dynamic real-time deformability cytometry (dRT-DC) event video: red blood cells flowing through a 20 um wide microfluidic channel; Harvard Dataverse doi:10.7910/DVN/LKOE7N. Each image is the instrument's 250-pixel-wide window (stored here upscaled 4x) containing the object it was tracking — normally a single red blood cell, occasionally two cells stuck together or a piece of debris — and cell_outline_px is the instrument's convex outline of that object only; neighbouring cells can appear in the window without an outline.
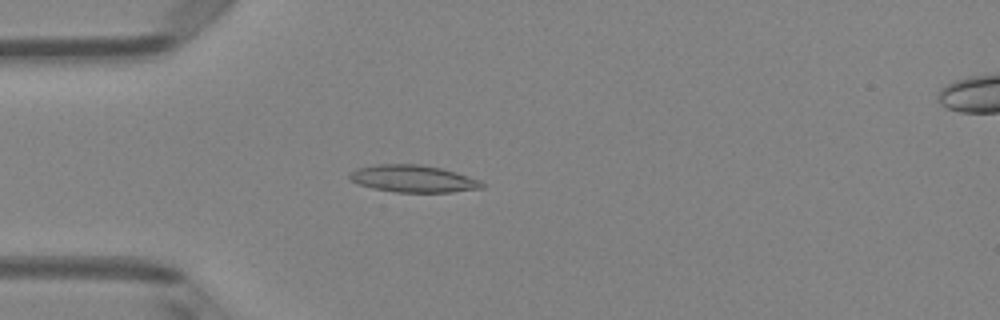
{"species": "Egyptian fruit bat (a non-hibernating species)", "species_latin": "Rousettus aegyptiacus", "temperature_condition": "room temperature", "stored_images_in_passage": 49, "camera_frame_rate_fps": 3000, "um_per_image_px": 0.085, "animal": {"sex": "female"}, "frame": {"image": 1, "passage_image": 13, "time_ms": 4.0, "image_size_px": [1000, 320], "cell_outline_px": [[484, 188], [452, 192], [396, 192], [372, 188], [360, 184], [352, 180], [348, 176], [348, 172], [356, 168], [376, 164], [420, 164], [440, 168], [468, 176], [480, 180], [484, 184]], "centroid_in_image_um": [35.1, 15.19], "position_along_channel_um": 49.9, "area_um2": 20.92}}
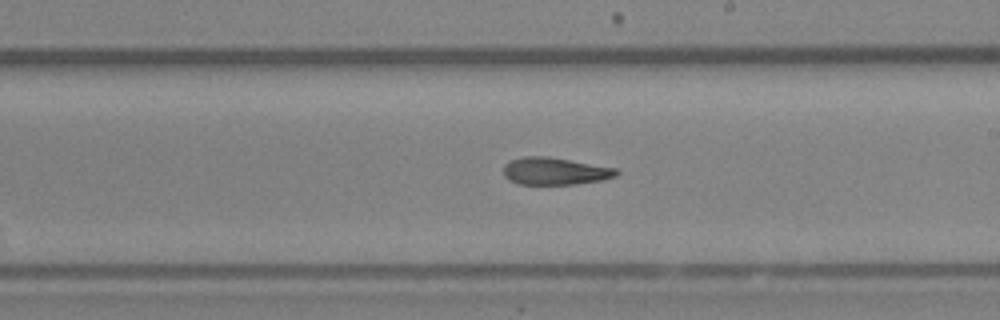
{"frame": {"image": 2, "passage_image": 28, "time_ms": 9.0, "image_size_px": [1000, 320], "cell_outline_px": [[620, 172], [616, 176], [600, 180], [576, 184], [516, 184], [508, 180], [504, 176], [504, 164], [508, 160], [524, 156], [548, 156], [616, 168]], "centroid_in_image_um": [47.12, 14.54], "position_along_channel_um": 241.9, "area_um2": 18.09}}
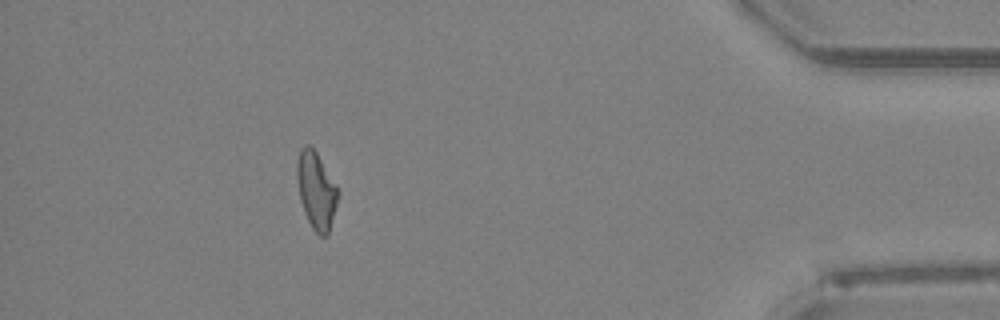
{"frame": {"image": 3, "passage_image": 44, "time_ms": 14.333, "image_size_px": [1000, 320], "cell_outline_px": [[340, 192], [328, 232], [324, 236], [320, 236], [312, 228], [304, 212], [300, 200], [296, 176], [296, 164], [300, 148], [304, 144], [308, 144], [316, 152], [336, 184]], "centroid_in_image_um": [26.86, 16.15], "position_along_channel_um": 408.3, "area_um2": 18.32}, "authors_computed_cell_mechanics": {"area_um2": 18.7272, "velocity_mm_per_s": 4.0843, "shape_relaxation_time_tau1_ms": 7.4157, "shape_relaxation_time_tau2_ms": 4.8047, "deformation_change_tau1": 0.2184, "deformation_change_tau2": 0.157}}